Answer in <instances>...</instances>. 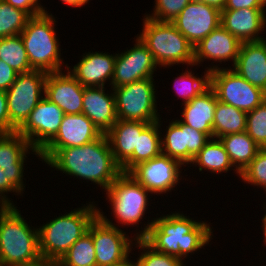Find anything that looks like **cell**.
Returning <instances> with one entry per match:
<instances>
[{
	"mask_svg": "<svg viewBox=\"0 0 266 266\" xmlns=\"http://www.w3.org/2000/svg\"><path fill=\"white\" fill-rule=\"evenodd\" d=\"M39 159L66 175L91 181L104 191L122 173L105 134L82 146L43 148Z\"/></svg>",
	"mask_w": 266,
	"mask_h": 266,
	"instance_id": "obj_1",
	"label": "cell"
},
{
	"mask_svg": "<svg viewBox=\"0 0 266 266\" xmlns=\"http://www.w3.org/2000/svg\"><path fill=\"white\" fill-rule=\"evenodd\" d=\"M144 225L133 238L143 239L154 250L184 261L189 254L209 245L213 236L209 223L193 220L179 211L153 218L150 222L148 219Z\"/></svg>",
	"mask_w": 266,
	"mask_h": 266,
	"instance_id": "obj_2",
	"label": "cell"
},
{
	"mask_svg": "<svg viewBox=\"0 0 266 266\" xmlns=\"http://www.w3.org/2000/svg\"><path fill=\"white\" fill-rule=\"evenodd\" d=\"M89 202L81 208L61 214L38 228L39 251L42 258L59 261L68 249L88 232L98 216V208Z\"/></svg>",
	"mask_w": 266,
	"mask_h": 266,
	"instance_id": "obj_3",
	"label": "cell"
},
{
	"mask_svg": "<svg viewBox=\"0 0 266 266\" xmlns=\"http://www.w3.org/2000/svg\"><path fill=\"white\" fill-rule=\"evenodd\" d=\"M40 258L38 228L30 227L17 206H0V266H20Z\"/></svg>",
	"mask_w": 266,
	"mask_h": 266,
	"instance_id": "obj_4",
	"label": "cell"
},
{
	"mask_svg": "<svg viewBox=\"0 0 266 266\" xmlns=\"http://www.w3.org/2000/svg\"><path fill=\"white\" fill-rule=\"evenodd\" d=\"M55 19L48 11L30 17L20 33L33 70L46 73L63 70L62 64L65 63L61 58L60 42L55 33Z\"/></svg>",
	"mask_w": 266,
	"mask_h": 266,
	"instance_id": "obj_5",
	"label": "cell"
},
{
	"mask_svg": "<svg viewBox=\"0 0 266 266\" xmlns=\"http://www.w3.org/2000/svg\"><path fill=\"white\" fill-rule=\"evenodd\" d=\"M138 38L152 53L156 64L169 68L178 64L194 66V46L171 22H158L146 16Z\"/></svg>",
	"mask_w": 266,
	"mask_h": 266,
	"instance_id": "obj_6",
	"label": "cell"
},
{
	"mask_svg": "<svg viewBox=\"0 0 266 266\" xmlns=\"http://www.w3.org/2000/svg\"><path fill=\"white\" fill-rule=\"evenodd\" d=\"M106 192V200L111 205V215L119 224L136 226L149 208V196L152 194L139 184L129 173L122 172L110 185ZM108 198V199H107Z\"/></svg>",
	"mask_w": 266,
	"mask_h": 266,
	"instance_id": "obj_7",
	"label": "cell"
},
{
	"mask_svg": "<svg viewBox=\"0 0 266 266\" xmlns=\"http://www.w3.org/2000/svg\"><path fill=\"white\" fill-rule=\"evenodd\" d=\"M206 67L210 71V86L217 99L239 110L250 112L266 100V92L253 86L231 67Z\"/></svg>",
	"mask_w": 266,
	"mask_h": 266,
	"instance_id": "obj_8",
	"label": "cell"
},
{
	"mask_svg": "<svg viewBox=\"0 0 266 266\" xmlns=\"http://www.w3.org/2000/svg\"><path fill=\"white\" fill-rule=\"evenodd\" d=\"M154 78L113 88L117 119L153 123L160 118Z\"/></svg>",
	"mask_w": 266,
	"mask_h": 266,
	"instance_id": "obj_9",
	"label": "cell"
},
{
	"mask_svg": "<svg viewBox=\"0 0 266 266\" xmlns=\"http://www.w3.org/2000/svg\"><path fill=\"white\" fill-rule=\"evenodd\" d=\"M48 73L31 70L19 73L6 91L10 132H15L45 96V80Z\"/></svg>",
	"mask_w": 266,
	"mask_h": 266,
	"instance_id": "obj_10",
	"label": "cell"
},
{
	"mask_svg": "<svg viewBox=\"0 0 266 266\" xmlns=\"http://www.w3.org/2000/svg\"><path fill=\"white\" fill-rule=\"evenodd\" d=\"M88 232L92 235L97 266H111L122 262L129 257L137 240L113 224L100 208Z\"/></svg>",
	"mask_w": 266,
	"mask_h": 266,
	"instance_id": "obj_11",
	"label": "cell"
},
{
	"mask_svg": "<svg viewBox=\"0 0 266 266\" xmlns=\"http://www.w3.org/2000/svg\"><path fill=\"white\" fill-rule=\"evenodd\" d=\"M181 167L184 166L178 160L161 153L138 164L129 174L149 192L160 195L172 192L178 185L183 177L180 175L183 170Z\"/></svg>",
	"mask_w": 266,
	"mask_h": 266,
	"instance_id": "obj_12",
	"label": "cell"
},
{
	"mask_svg": "<svg viewBox=\"0 0 266 266\" xmlns=\"http://www.w3.org/2000/svg\"><path fill=\"white\" fill-rule=\"evenodd\" d=\"M64 115L44 96L16 131L40 152L56 136Z\"/></svg>",
	"mask_w": 266,
	"mask_h": 266,
	"instance_id": "obj_13",
	"label": "cell"
},
{
	"mask_svg": "<svg viewBox=\"0 0 266 266\" xmlns=\"http://www.w3.org/2000/svg\"><path fill=\"white\" fill-rule=\"evenodd\" d=\"M159 67L148 48L137 37L132 48L117 53L111 88L121 87L132 82L153 78Z\"/></svg>",
	"mask_w": 266,
	"mask_h": 266,
	"instance_id": "obj_14",
	"label": "cell"
},
{
	"mask_svg": "<svg viewBox=\"0 0 266 266\" xmlns=\"http://www.w3.org/2000/svg\"><path fill=\"white\" fill-rule=\"evenodd\" d=\"M171 23L196 46L221 25V11L201 1L192 0Z\"/></svg>",
	"mask_w": 266,
	"mask_h": 266,
	"instance_id": "obj_15",
	"label": "cell"
},
{
	"mask_svg": "<svg viewBox=\"0 0 266 266\" xmlns=\"http://www.w3.org/2000/svg\"><path fill=\"white\" fill-rule=\"evenodd\" d=\"M36 155L39 159V152L32 147L30 142L21 136L17 131L0 133V168L7 173V179L23 194L24 164L27 154Z\"/></svg>",
	"mask_w": 266,
	"mask_h": 266,
	"instance_id": "obj_16",
	"label": "cell"
},
{
	"mask_svg": "<svg viewBox=\"0 0 266 266\" xmlns=\"http://www.w3.org/2000/svg\"><path fill=\"white\" fill-rule=\"evenodd\" d=\"M66 70L48 73L45 80V97L65 114H80L83 108L84 86Z\"/></svg>",
	"mask_w": 266,
	"mask_h": 266,
	"instance_id": "obj_17",
	"label": "cell"
},
{
	"mask_svg": "<svg viewBox=\"0 0 266 266\" xmlns=\"http://www.w3.org/2000/svg\"><path fill=\"white\" fill-rule=\"evenodd\" d=\"M116 54L93 52L82 55L80 61L71 69L66 64V71L70 72L84 87H105V83L111 81L114 74Z\"/></svg>",
	"mask_w": 266,
	"mask_h": 266,
	"instance_id": "obj_18",
	"label": "cell"
},
{
	"mask_svg": "<svg viewBox=\"0 0 266 266\" xmlns=\"http://www.w3.org/2000/svg\"><path fill=\"white\" fill-rule=\"evenodd\" d=\"M240 45L241 42L236 37L219 25L194 46V66H200L207 60H213V63L219 62V64L232 60V66H234Z\"/></svg>",
	"mask_w": 266,
	"mask_h": 266,
	"instance_id": "obj_19",
	"label": "cell"
},
{
	"mask_svg": "<svg viewBox=\"0 0 266 266\" xmlns=\"http://www.w3.org/2000/svg\"><path fill=\"white\" fill-rule=\"evenodd\" d=\"M266 9H237L221 11V26L240 42L261 41L266 28ZM260 35V36H259Z\"/></svg>",
	"mask_w": 266,
	"mask_h": 266,
	"instance_id": "obj_20",
	"label": "cell"
},
{
	"mask_svg": "<svg viewBox=\"0 0 266 266\" xmlns=\"http://www.w3.org/2000/svg\"><path fill=\"white\" fill-rule=\"evenodd\" d=\"M102 133L84 114H65L56 136L44 148L77 147L98 139Z\"/></svg>",
	"mask_w": 266,
	"mask_h": 266,
	"instance_id": "obj_21",
	"label": "cell"
},
{
	"mask_svg": "<svg viewBox=\"0 0 266 266\" xmlns=\"http://www.w3.org/2000/svg\"><path fill=\"white\" fill-rule=\"evenodd\" d=\"M232 69L250 84L266 92V39L241 42Z\"/></svg>",
	"mask_w": 266,
	"mask_h": 266,
	"instance_id": "obj_22",
	"label": "cell"
},
{
	"mask_svg": "<svg viewBox=\"0 0 266 266\" xmlns=\"http://www.w3.org/2000/svg\"><path fill=\"white\" fill-rule=\"evenodd\" d=\"M106 93L104 87H84V113L102 134H106L116 123V107L113 88Z\"/></svg>",
	"mask_w": 266,
	"mask_h": 266,
	"instance_id": "obj_23",
	"label": "cell"
},
{
	"mask_svg": "<svg viewBox=\"0 0 266 266\" xmlns=\"http://www.w3.org/2000/svg\"><path fill=\"white\" fill-rule=\"evenodd\" d=\"M216 104V93L209 85L190 102L182 104L184 107L179 120L213 138V120Z\"/></svg>",
	"mask_w": 266,
	"mask_h": 266,
	"instance_id": "obj_24",
	"label": "cell"
},
{
	"mask_svg": "<svg viewBox=\"0 0 266 266\" xmlns=\"http://www.w3.org/2000/svg\"><path fill=\"white\" fill-rule=\"evenodd\" d=\"M148 122L118 119L105 134L116 163L122 167L137 149L138 136L149 125Z\"/></svg>",
	"mask_w": 266,
	"mask_h": 266,
	"instance_id": "obj_25",
	"label": "cell"
},
{
	"mask_svg": "<svg viewBox=\"0 0 266 266\" xmlns=\"http://www.w3.org/2000/svg\"><path fill=\"white\" fill-rule=\"evenodd\" d=\"M160 120L150 123L138 136L137 149L132 157L121 167V171L129 173L135 166L146 162L162 153Z\"/></svg>",
	"mask_w": 266,
	"mask_h": 266,
	"instance_id": "obj_26",
	"label": "cell"
},
{
	"mask_svg": "<svg viewBox=\"0 0 266 266\" xmlns=\"http://www.w3.org/2000/svg\"><path fill=\"white\" fill-rule=\"evenodd\" d=\"M225 147L234 168L240 173L255 158L261 149L246 133L227 134L219 138Z\"/></svg>",
	"mask_w": 266,
	"mask_h": 266,
	"instance_id": "obj_27",
	"label": "cell"
},
{
	"mask_svg": "<svg viewBox=\"0 0 266 266\" xmlns=\"http://www.w3.org/2000/svg\"><path fill=\"white\" fill-rule=\"evenodd\" d=\"M192 166L198 165L199 172L203 170L211 173H228L230 169L235 170L240 178V172L233 169V164L230 161L224 145L218 138H211L203 147V149L195 156L192 161Z\"/></svg>",
	"mask_w": 266,
	"mask_h": 266,
	"instance_id": "obj_28",
	"label": "cell"
},
{
	"mask_svg": "<svg viewBox=\"0 0 266 266\" xmlns=\"http://www.w3.org/2000/svg\"><path fill=\"white\" fill-rule=\"evenodd\" d=\"M247 113L232 105L220 102L214 111L213 138L246 131Z\"/></svg>",
	"mask_w": 266,
	"mask_h": 266,
	"instance_id": "obj_29",
	"label": "cell"
},
{
	"mask_svg": "<svg viewBox=\"0 0 266 266\" xmlns=\"http://www.w3.org/2000/svg\"><path fill=\"white\" fill-rule=\"evenodd\" d=\"M0 60L17 73L33 70L20 34L0 39Z\"/></svg>",
	"mask_w": 266,
	"mask_h": 266,
	"instance_id": "obj_30",
	"label": "cell"
},
{
	"mask_svg": "<svg viewBox=\"0 0 266 266\" xmlns=\"http://www.w3.org/2000/svg\"><path fill=\"white\" fill-rule=\"evenodd\" d=\"M60 266H97L92 235L79 238L58 261Z\"/></svg>",
	"mask_w": 266,
	"mask_h": 266,
	"instance_id": "obj_31",
	"label": "cell"
},
{
	"mask_svg": "<svg viewBox=\"0 0 266 266\" xmlns=\"http://www.w3.org/2000/svg\"><path fill=\"white\" fill-rule=\"evenodd\" d=\"M210 71L205 70L202 77H197L192 70L182 72L179 77H175L174 89L178 98L182 97V104L190 102L210 85ZM184 102V103H183Z\"/></svg>",
	"mask_w": 266,
	"mask_h": 266,
	"instance_id": "obj_32",
	"label": "cell"
},
{
	"mask_svg": "<svg viewBox=\"0 0 266 266\" xmlns=\"http://www.w3.org/2000/svg\"><path fill=\"white\" fill-rule=\"evenodd\" d=\"M30 16L6 1H0V39L19 35L26 27Z\"/></svg>",
	"mask_w": 266,
	"mask_h": 266,
	"instance_id": "obj_33",
	"label": "cell"
},
{
	"mask_svg": "<svg viewBox=\"0 0 266 266\" xmlns=\"http://www.w3.org/2000/svg\"><path fill=\"white\" fill-rule=\"evenodd\" d=\"M166 133L162 135V153L178 160L186 167V139L185 130H182L173 120L166 126Z\"/></svg>",
	"mask_w": 266,
	"mask_h": 266,
	"instance_id": "obj_34",
	"label": "cell"
},
{
	"mask_svg": "<svg viewBox=\"0 0 266 266\" xmlns=\"http://www.w3.org/2000/svg\"><path fill=\"white\" fill-rule=\"evenodd\" d=\"M134 247L142 250L136 258L138 266H186L180 258L154 250L143 239H137Z\"/></svg>",
	"mask_w": 266,
	"mask_h": 266,
	"instance_id": "obj_35",
	"label": "cell"
},
{
	"mask_svg": "<svg viewBox=\"0 0 266 266\" xmlns=\"http://www.w3.org/2000/svg\"><path fill=\"white\" fill-rule=\"evenodd\" d=\"M246 133L261 148H266V100L247 112Z\"/></svg>",
	"mask_w": 266,
	"mask_h": 266,
	"instance_id": "obj_36",
	"label": "cell"
},
{
	"mask_svg": "<svg viewBox=\"0 0 266 266\" xmlns=\"http://www.w3.org/2000/svg\"><path fill=\"white\" fill-rule=\"evenodd\" d=\"M240 179L266 190V148H261L258 151L255 158L240 173Z\"/></svg>",
	"mask_w": 266,
	"mask_h": 266,
	"instance_id": "obj_37",
	"label": "cell"
},
{
	"mask_svg": "<svg viewBox=\"0 0 266 266\" xmlns=\"http://www.w3.org/2000/svg\"><path fill=\"white\" fill-rule=\"evenodd\" d=\"M192 0H155L153 13L146 17L158 22H172Z\"/></svg>",
	"mask_w": 266,
	"mask_h": 266,
	"instance_id": "obj_38",
	"label": "cell"
},
{
	"mask_svg": "<svg viewBox=\"0 0 266 266\" xmlns=\"http://www.w3.org/2000/svg\"><path fill=\"white\" fill-rule=\"evenodd\" d=\"M173 121L182 129L185 130L186 139V165L191 166L195 156L203 149L205 144L211 139L206 133L197 131L194 128L182 123L179 118Z\"/></svg>",
	"mask_w": 266,
	"mask_h": 266,
	"instance_id": "obj_39",
	"label": "cell"
},
{
	"mask_svg": "<svg viewBox=\"0 0 266 266\" xmlns=\"http://www.w3.org/2000/svg\"><path fill=\"white\" fill-rule=\"evenodd\" d=\"M11 6L23 10L30 17L40 15L46 12L45 7L40 3V0H4Z\"/></svg>",
	"mask_w": 266,
	"mask_h": 266,
	"instance_id": "obj_40",
	"label": "cell"
},
{
	"mask_svg": "<svg viewBox=\"0 0 266 266\" xmlns=\"http://www.w3.org/2000/svg\"><path fill=\"white\" fill-rule=\"evenodd\" d=\"M8 192L22 196V193L7 179V173L0 168V206H14L13 201L7 196Z\"/></svg>",
	"mask_w": 266,
	"mask_h": 266,
	"instance_id": "obj_41",
	"label": "cell"
},
{
	"mask_svg": "<svg viewBox=\"0 0 266 266\" xmlns=\"http://www.w3.org/2000/svg\"><path fill=\"white\" fill-rule=\"evenodd\" d=\"M18 74L9 65L0 60V90L6 92L15 82Z\"/></svg>",
	"mask_w": 266,
	"mask_h": 266,
	"instance_id": "obj_42",
	"label": "cell"
},
{
	"mask_svg": "<svg viewBox=\"0 0 266 266\" xmlns=\"http://www.w3.org/2000/svg\"><path fill=\"white\" fill-rule=\"evenodd\" d=\"M266 9L261 0H227L224 10Z\"/></svg>",
	"mask_w": 266,
	"mask_h": 266,
	"instance_id": "obj_43",
	"label": "cell"
},
{
	"mask_svg": "<svg viewBox=\"0 0 266 266\" xmlns=\"http://www.w3.org/2000/svg\"><path fill=\"white\" fill-rule=\"evenodd\" d=\"M0 133H10V120L7 109V95L0 90Z\"/></svg>",
	"mask_w": 266,
	"mask_h": 266,
	"instance_id": "obj_44",
	"label": "cell"
},
{
	"mask_svg": "<svg viewBox=\"0 0 266 266\" xmlns=\"http://www.w3.org/2000/svg\"><path fill=\"white\" fill-rule=\"evenodd\" d=\"M20 266H60L58 261L47 258H40L39 260Z\"/></svg>",
	"mask_w": 266,
	"mask_h": 266,
	"instance_id": "obj_45",
	"label": "cell"
},
{
	"mask_svg": "<svg viewBox=\"0 0 266 266\" xmlns=\"http://www.w3.org/2000/svg\"><path fill=\"white\" fill-rule=\"evenodd\" d=\"M211 7L218 9L219 11H223L226 5L227 0H198Z\"/></svg>",
	"mask_w": 266,
	"mask_h": 266,
	"instance_id": "obj_46",
	"label": "cell"
},
{
	"mask_svg": "<svg viewBox=\"0 0 266 266\" xmlns=\"http://www.w3.org/2000/svg\"><path fill=\"white\" fill-rule=\"evenodd\" d=\"M62 3L67 4L69 6L80 8L82 5H85L89 2V0H61Z\"/></svg>",
	"mask_w": 266,
	"mask_h": 266,
	"instance_id": "obj_47",
	"label": "cell"
},
{
	"mask_svg": "<svg viewBox=\"0 0 266 266\" xmlns=\"http://www.w3.org/2000/svg\"><path fill=\"white\" fill-rule=\"evenodd\" d=\"M111 266H138L137 265V262L135 261H132L128 258H126L125 260H123L122 262L120 263H117V264H113Z\"/></svg>",
	"mask_w": 266,
	"mask_h": 266,
	"instance_id": "obj_48",
	"label": "cell"
},
{
	"mask_svg": "<svg viewBox=\"0 0 266 266\" xmlns=\"http://www.w3.org/2000/svg\"><path fill=\"white\" fill-rule=\"evenodd\" d=\"M263 209H266V207L264 206ZM266 211V210H265ZM262 230H263V234H264V245H266V213L264 214V216L262 217Z\"/></svg>",
	"mask_w": 266,
	"mask_h": 266,
	"instance_id": "obj_49",
	"label": "cell"
},
{
	"mask_svg": "<svg viewBox=\"0 0 266 266\" xmlns=\"http://www.w3.org/2000/svg\"><path fill=\"white\" fill-rule=\"evenodd\" d=\"M261 2H262L263 5L266 7V0H261Z\"/></svg>",
	"mask_w": 266,
	"mask_h": 266,
	"instance_id": "obj_50",
	"label": "cell"
}]
</instances>
